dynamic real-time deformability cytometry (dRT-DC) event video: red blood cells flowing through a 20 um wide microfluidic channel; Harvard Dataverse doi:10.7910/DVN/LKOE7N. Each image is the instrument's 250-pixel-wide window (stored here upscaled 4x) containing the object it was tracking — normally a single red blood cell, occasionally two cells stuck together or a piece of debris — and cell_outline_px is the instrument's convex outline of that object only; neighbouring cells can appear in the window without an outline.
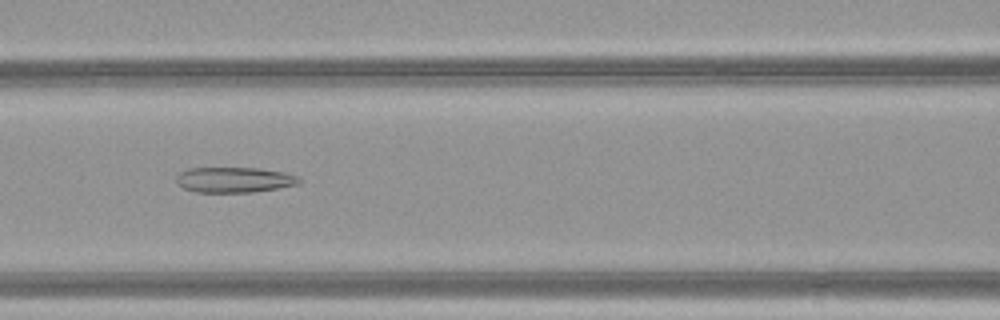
{"species": "common noctule bat (a hibernating species)", "species_latin": "Nyctalus noctula", "temperature_condition": "warm", "stored_images_in_passage": 51, "camera_frame_rate_fps": 3000, "um_per_image_px": 0.085, "animal": {"sex": "female", "body_mass_g": 21.9}, "frame": {"image": 1, "passage_image": 24, "time_ms": 7.667, "image_size_px": [1000, 320], "cell_outline_px": [[300, 184], [252, 192], [196, 192], [184, 188], [176, 180], [176, 176], [180, 172], [188, 168], [260, 168], [284, 172], [296, 176], [300, 180]], "centroid_in_image_um": [19.9, 15.28], "position_along_channel_um": 146.7, "area_um2": 18.03}}
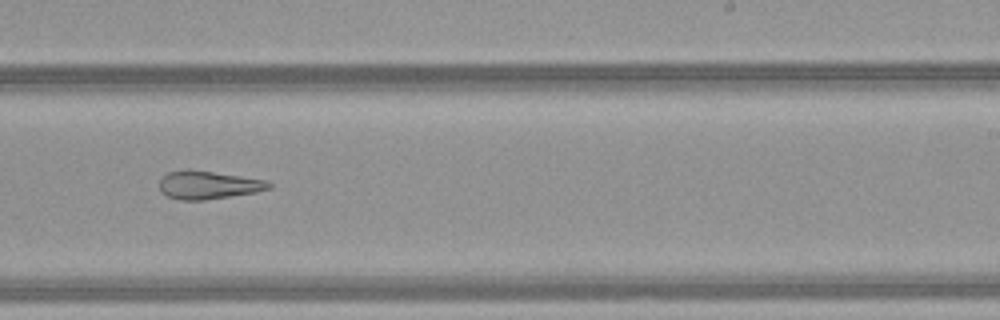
{"frame": {"image": 2, "passage_image": 33, "time_ms": 10.667, "image_size_px": [1000, 320], "cell_outline_px": [[272, 188], [256, 192], [204, 200], [180, 200], [168, 196], [160, 192], [160, 180], [168, 172], [188, 168], [268, 180], [272, 184]], "centroid_in_image_um": [17.71, 15.71], "position_along_channel_um": 271.3, "area_um2": 18.09}}
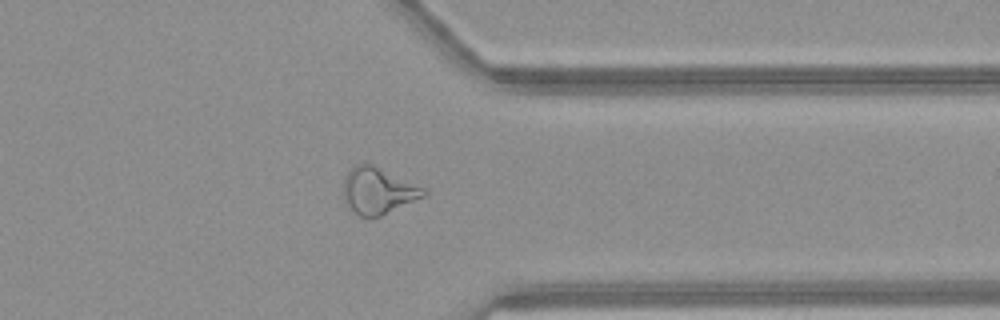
{"frame": {"image": 3, "passage_image": 41, "time_ms": 13.333, "image_size_px": [1000, 320], "cell_outline_px": [[428, 196], [380, 216], [360, 216], [352, 212], [344, 200], [344, 176], [356, 164], [364, 160], [428, 188]], "centroid_in_image_um": [32.19, 16.18], "position_along_channel_um": 379.2, "area_um2": 22.37}}